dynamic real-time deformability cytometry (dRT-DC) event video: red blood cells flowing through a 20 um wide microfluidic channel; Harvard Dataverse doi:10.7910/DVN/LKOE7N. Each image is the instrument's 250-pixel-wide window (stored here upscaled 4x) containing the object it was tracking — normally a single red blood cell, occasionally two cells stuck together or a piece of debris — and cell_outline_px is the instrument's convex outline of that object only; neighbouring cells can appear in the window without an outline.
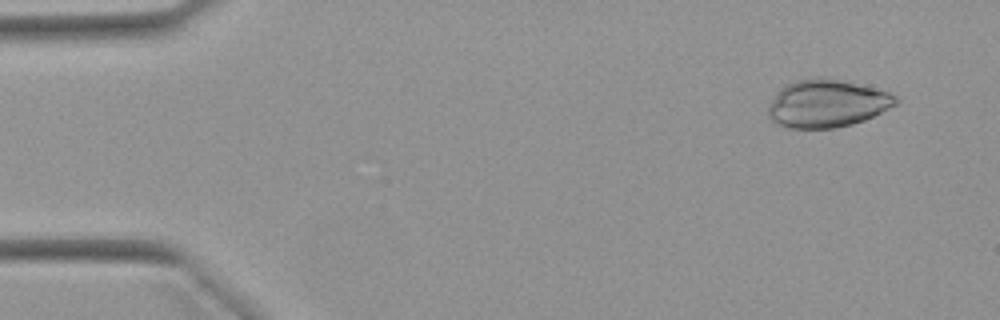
{"species": "Egyptian fruit bat (a non-hibernating species)", "species_latin": "Rousettus aegyptiacus", "temperature_condition": "warm", "stored_images_in_passage": 51, "camera_frame_rate_fps": 3000, "um_per_image_px": 0.085, "animal": {"sex": "female"}, "frame": {"image": 1, "passage_image": 4, "time_ms": 1.0, "image_size_px": [1000, 320], "cell_outline_px": [[900, 104], [864, 120], [852, 124], [836, 128], [788, 128], [776, 124], [768, 116], [768, 108], [776, 92], [784, 84], [796, 80], [816, 76], [820, 76], [840, 80], [888, 92], [896, 96], [900, 100]], "centroid_in_image_um": [70.28, 8.8], "position_along_channel_um": 14.7, "area_um2": 35.72}}
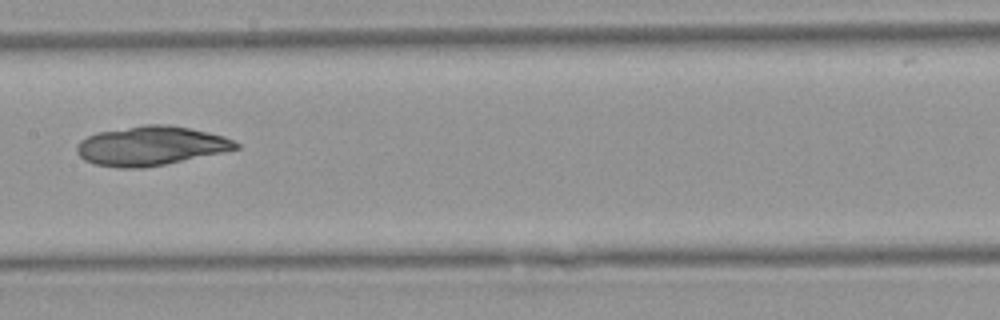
{"frame": {"image": 2, "passage_image": 26, "time_ms": 8.333, "image_size_px": [1000, 320], "cell_outline_px": [[240, 148], [224, 152], [144, 168], [120, 168], [92, 164], [84, 160], [76, 152], [76, 144], [80, 140], [96, 132], [144, 124], [164, 124], [188, 128], [208, 132], [224, 136], [240, 144]], "centroid_in_image_um": [12.78, 12.4], "position_along_channel_um": 194.6, "area_um2": 36.47}}
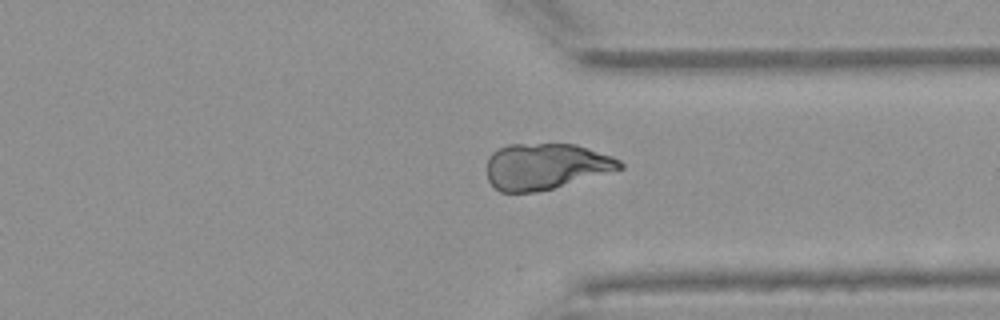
{"frame": {"image": 3, "passage_image": 39, "time_ms": 12.667, "image_size_px": [1000, 320], "cell_outline_px": [[624, 168], [552, 188], [536, 192], [500, 192], [488, 180], [488, 156], [496, 148], [508, 144], [576, 144], [612, 156], [620, 160], [624, 164]], "centroid_in_image_um": [46.37, 14.12], "position_along_channel_um": 365.0, "area_um2": 35.6}}